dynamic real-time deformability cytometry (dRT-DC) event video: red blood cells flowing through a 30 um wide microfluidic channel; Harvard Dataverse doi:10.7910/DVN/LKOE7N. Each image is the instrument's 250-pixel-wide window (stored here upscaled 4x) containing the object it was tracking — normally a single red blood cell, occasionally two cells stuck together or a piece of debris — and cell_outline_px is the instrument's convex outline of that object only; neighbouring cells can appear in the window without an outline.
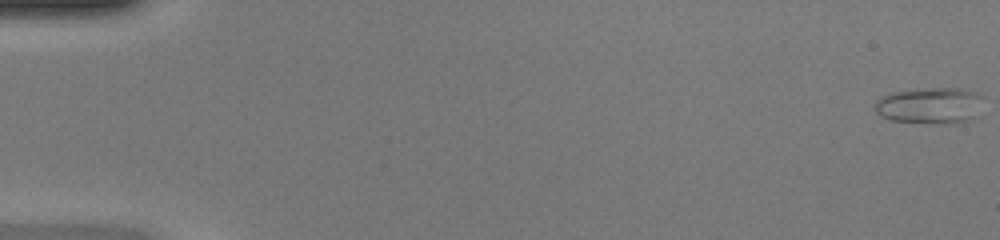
{"species": "common noctule bat (a hibernating species)", "species_latin": "Nyctalus noctula", "temperature_condition": "warm", "stored_images_in_passage": 49, "camera_frame_rate_fps": 3000, "um_per_image_px": 0.085, "animal": {"sex": "female", "body_mass_g": 20.0, "forearm_length_mm": 54.0}, "frame": {"image": 1, "passage_image": 1, "time_ms": 0.0, "image_size_px": [1000, 240], "cell_outline_px": [[984, 96], [972, 120], [956, 124], [944, 124], [892, 120], [880, 116], [876, 112], [876, 100], [880, 96], [892, 92], [924, 88], [960, 88], [980, 92]], "centroid_in_image_um": [79.07, 8.96], "position_along_channel_um": 5.9, "area_um2": 23.18}}
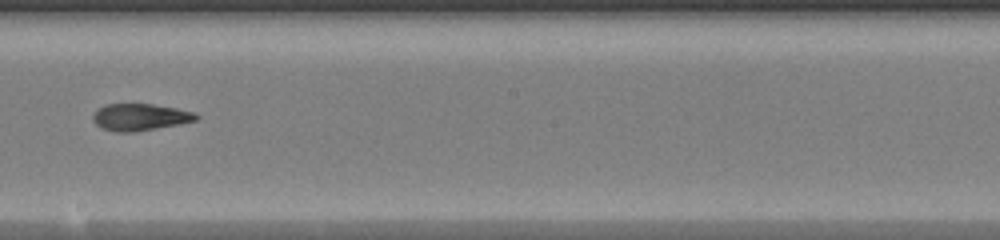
{"frame": {"image": 2, "passage_image": 29, "time_ms": 9.333, "image_size_px": [1000, 240], "cell_outline_px": [[200, 116], [196, 120], [180, 124], [132, 132], [116, 132], [104, 128], [96, 124], [92, 120], [92, 116], [104, 104], [152, 104], [176, 108], [196, 112]], "centroid_in_image_um": [11.94, 9.95], "position_along_channel_um": 236.3, "area_um2": 16.07}}
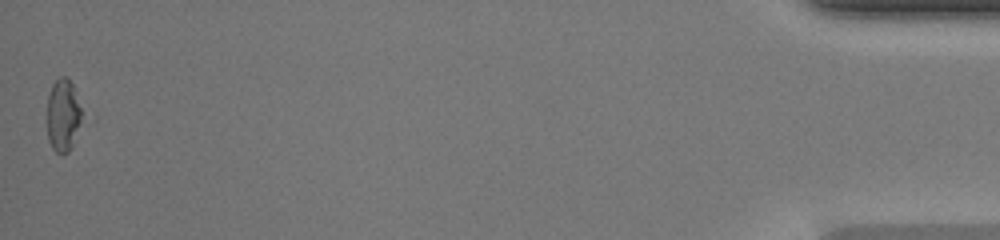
{"frame": {"image": 3, "passage_image": 49, "time_ms": 16.0, "image_size_px": [1000, 240], "cell_outline_px": [[80, 120], [72, 144], [68, 152], [56, 152], [52, 148], [48, 140], [48, 92], [52, 84], [60, 76], [68, 76], [72, 84], [80, 108]], "centroid_in_image_um": [5.32, 9.75], "position_along_channel_um": 429.9, "area_um2": 14.16}, "authors_computed_cell_mechanics": {"area_um2": 16.8776, "velocity_mm_per_s": 4.2948, "shape_relaxation_time_tau1_ms": null, "shape_relaxation_time_tau2_ms": 4.4126, "deformation_change_tau1": null, "deformation_change_tau2": 0.1306}}